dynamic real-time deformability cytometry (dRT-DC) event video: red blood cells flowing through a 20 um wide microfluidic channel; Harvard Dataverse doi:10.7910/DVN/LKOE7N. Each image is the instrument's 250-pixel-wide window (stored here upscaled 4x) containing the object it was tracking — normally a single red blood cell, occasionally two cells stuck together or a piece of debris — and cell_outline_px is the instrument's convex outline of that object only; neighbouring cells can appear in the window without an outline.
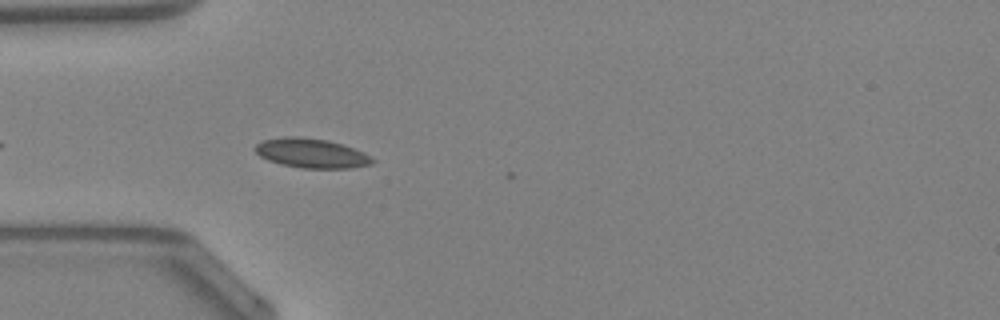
{"species": "Egyptian fruit bat (a non-hibernating species)", "species_latin": "Rousettus aegyptiacus", "temperature_condition": "warm", "stored_images_in_passage": 8, "camera_frame_rate_fps": 3000, "um_per_image_px": 0.085, "animal": {"sex": "female"}, "frame": {"image": 1, "passage_image": 2, "time_ms": 0.333, "image_size_px": [1000, 320], "cell_outline_px": [[376, 160], [372, 164], [348, 168], [300, 168], [280, 164], [268, 160], [260, 156], [256, 152], [256, 144], [264, 140], [284, 136], [296, 136], [328, 140], [364, 152]], "centroid_in_image_um": [26.47, 13.02], "position_along_channel_um": 58.5, "area_um2": 20.0}}
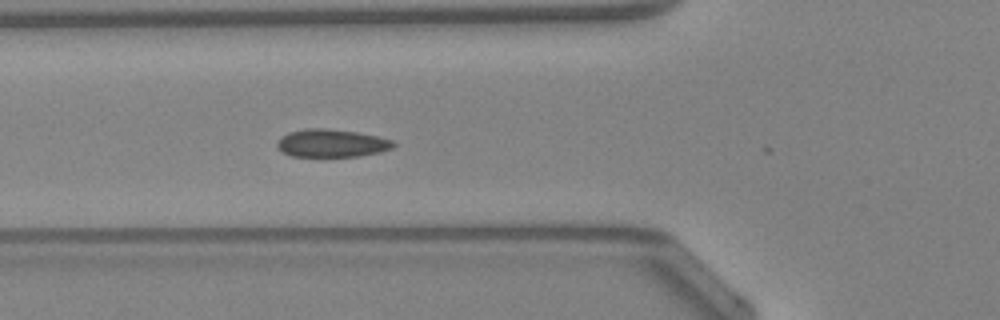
{"frame": {"image": 2, "passage_image": 5, "time_ms": 1.333, "image_size_px": [1000, 320], "cell_outline_px": [[396, 144], [392, 148], [380, 152], [360, 156], [292, 156], [284, 152], [276, 144], [280, 136], [288, 132], [308, 128], [324, 128], [356, 132], [376, 136], [392, 140]], "centroid_in_image_um": [28.19, 12.16], "position_along_channel_um": 97.6, "area_um2": 18.73}}